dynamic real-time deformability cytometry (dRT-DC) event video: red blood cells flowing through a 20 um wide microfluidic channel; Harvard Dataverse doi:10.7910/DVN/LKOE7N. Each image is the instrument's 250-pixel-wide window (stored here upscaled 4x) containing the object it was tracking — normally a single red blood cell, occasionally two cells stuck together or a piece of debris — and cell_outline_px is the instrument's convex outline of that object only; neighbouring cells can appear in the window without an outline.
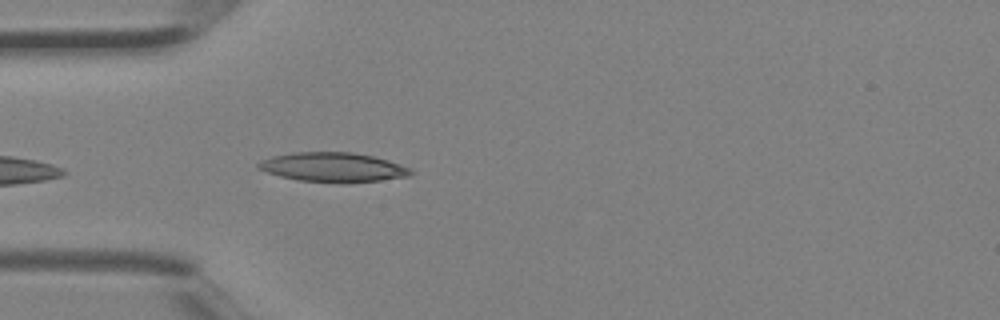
{"species": "Egyptian fruit bat (a non-hibernating species)", "species_latin": "Rousettus aegyptiacus", "temperature_condition": "room temperature", "stored_images_in_passage": 3, "camera_frame_rate_fps": 3000, "um_per_image_px": 0.085, "animal": {"sex": "female"}, "frame": {"image": 1, "passage_image": 3, "time_ms": 0.667, "image_size_px": [1000, 320], "cell_outline_px": [[416, 172], [408, 176], [380, 180], [300, 180], [280, 176], [256, 168], [256, 164], [260, 160], [272, 156], [292, 152], [352, 152], [372, 156], [388, 160], [412, 168]], "centroid_in_image_um": [28.29, 14.16], "position_along_channel_um": 56.7, "area_um2": 25.26}}